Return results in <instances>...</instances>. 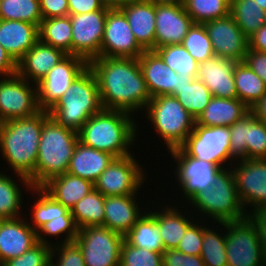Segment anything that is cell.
<instances>
[{
	"instance_id": "6da1fadb",
	"label": "cell",
	"mask_w": 266,
	"mask_h": 266,
	"mask_svg": "<svg viewBox=\"0 0 266 266\" xmlns=\"http://www.w3.org/2000/svg\"><path fill=\"white\" fill-rule=\"evenodd\" d=\"M88 67L97 79L103 109L134 115L151 100L138 58L98 57Z\"/></svg>"
},
{
	"instance_id": "7a4b0ae2",
	"label": "cell",
	"mask_w": 266,
	"mask_h": 266,
	"mask_svg": "<svg viewBox=\"0 0 266 266\" xmlns=\"http://www.w3.org/2000/svg\"><path fill=\"white\" fill-rule=\"evenodd\" d=\"M48 117V111L40 110L30 117L0 123V152L27 191L33 188L30 181L35 177L41 130Z\"/></svg>"
},
{
	"instance_id": "3957f363",
	"label": "cell",
	"mask_w": 266,
	"mask_h": 266,
	"mask_svg": "<svg viewBox=\"0 0 266 266\" xmlns=\"http://www.w3.org/2000/svg\"><path fill=\"white\" fill-rule=\"evenodd\" d=\"M132 116L123 111L102 109L91 116L79 129L78 140L86 146L109 153L115 158L129 156L130 147L138 134L136 133L138 127Z\"/></svg>"
},
{
	"instance_id": "277c9868",
	"label": "cell",
	"mask_w": 266,
	"mask_h": 266,
	"mask_svg": "<svg viewBox=\"0 0 266 266\" xmlns=\"http://www.w3.org/2000/svg\"><path fill=\"white\" fill-rule=\"evenodd\" d=\"M78 133L58 124L52 117L43 122L36 159L33 187H42L51 178L67 172L78 142Z\"/></svg>"
},
{
	"instance_id": "5b68a950",
	"label": "cell",
	"mask_w": 266,
	"mask_h": 266,
	"mask_svg": "<svg viewBox=\"0 0 266 266\" xmlns=\"http://www.w3.org/2000/svg\"><path fill=\"white\" fill-rule=\"evenodd\" d=\"M102 109L97 79L87 67L74 79L48 114L58 124L78 132L91 116Z\"/></svg>"
},
{
	"instance_id": "8992f818",
	"label": "cell",
	"mask_w": 266,
	"mask_h": 266,
	"mask_svg": "<svg viewBox=\"0 0 266 266\" xmlns=\"http://www.w3.org/2000/svg\"><path fill=\"white\" fill-rule=\"evenodd\" d=\"M189 203L201 214H206L210 221L213 218V222L239 221L248 215L239 198L231 169H221L215 175L212 185L198 192Z\"/></svg>"
},
{
	"instance_id": "52a82bcc",
	"label": "cell",
	"mask_w": 266,
	"mask_h": 266,
	"mask_svg": "<svg viewBox=\"0 0 266 266\" xmlns=\"http://www.w3.org/2000/svg\"><path fill=\"white\" fill-rule=\"evenodd\" d=\"M148 121L170 151L179 148L193 132L196 120L176 97H153L146 106Z\"/></svg>"
},
{
	"instance_id": "ba28073f",
	"label": "cell",
	"mask_w": 266,
	"mask_h": 266,
	"mask_svg": "<svg viewBox=\"0 0 266 266\" xmlns=\"http://www.w3.org/2000/svg\"><path fill=\"white\" fill-rule=\"evenodd\" d=\"M219 225L226 229L228 266H266L256 227L248 217Z\"/></svg>"
},
{
	"instance_id": "9c48e42d",
	"label": "cell",
	"mask_w": 266,
	"mask_h": 266,
	"mask_svg": "<svg viewBox=\"0 0 266 266\" xmlns=\"http://www.w3.org/2000/svg\"><path fill=\"white\" fill-rule=\"evenodd\" d=\"M187 156L211 162L221 169L228 160L231 167L234 162L230 155L229 126L204 127L195 125L193 132L179 147Z\"/></svg>"
},
{
	"instance_id": "30bf717a",
	"label": "cell",
	"mask_w": 266,
	"mask_h": 266,
	"mask_svg": "<svg viewBox=\"0 0 266 266\" xmlns=\"http://www.w3.org/2000/svg\"><path fill=\"white\" fill-rule=\"evenodd\" d=\"M124 236L104 226L83 227L74 243L79 247L85 266H119Z\"/></svg>"
},
{
	"instance_id": "8fae6325",
	"label": "cell",
	"mask_w": 266,
	"mask_h": 266,
	"mask_svg": "<svg viewBox=\"0 0 266 266\" xmlns=\"http://www.w3.org/2000/svg\"><path fill=\"white\" fill-rule=\"evenodd\" d=\"M129 155L115 158L94 182V189L104 196L136 195L144 183L145 172L141 164Z\"/></svg>"
},
{
	"instance_id": "7c38bea8",
	"label": "cell",
	"mask_w": 266,
	"mask_h": 266,
	"mask_svg": "<svg viewBox=\"0 0 266 266\" xmlns=\"http://www.w3.org/2000/svg\"><path fill=\"white\" fill-rule=\"evenodd\" d=\"M39 111L36 86L17 73L0 80V123L30 117Z\"/></svg>"
},
{
	"instance_id": "4fadbf2b",
	"label": "cell",
	"mask_w": 266,
	"mask_h": 266,
	"mask_svg": "<svg viewBox=\"0 0 266 266\" xmlns=\"http://www.w3.org/2000/svg\"><path fill=\"white\" fill-rule=\"evenodd\" d=\"M109 7L84 14H69L72 23V55L87 63L100 57L105 21Z\"/></svg>"
},
{
	"instance_id": "5bb4252c",
	"label": "cell",
	"mask_w": 266,
	"mask_h": 266,
	"mask_svg": "<svg viewBox=\"0 0 266 266\" xmlns=\"http://www.w3.org/2000/svg\"><path fill=\"white\" fill-rule=\"evenodd\" d=\"M87 67L88 63L75 55H67L56 64L36 84L39 109L49 111L64 95L74 79Z\"/></svg>"
},
{
	"instance_id": "9a60e30c",
	"label": "cell",
	"mask_w": 266,
	"mask_h": 266,
	"mask_svg": "<svg viewBox=\"0 0 266 266\" xmlns=\"http://www.w3.org/2000/svg\"><path fill=\"white\" fill-rule=\"evenodd\" d=\"M144 51L135 39L123 11L120 8H109L100 57L138 58Z\"/></svg>"
},
{
	"instance_id": "2e32d148",
	"label": "cell",
	"mask_w": 266,
	"mask_h": 266,
	"mask_svg": "<svg viewBox=\"0 0 266 266\" xmlns=\"http://www.w3.org/2000/svg\"><path fill=\"white\" fill-rule=\"evenodd\" d=\"M238 161L231 170L244 209L247 211L246 206L253 207L251 211L266 208V159Z\"/></svg>"
},
{
	"instance_id": "e0dca14e",
	"label": "cell",
	"mask_w": 266,
	"mask_h": 266,
	"mask_svg": "<svg viewBox=\"0 0 266 266\" xmlns=\"http://www.w3.org/2000/svg\"><path fill=\"white\" fill-rule=\"evenodd\" d=\"M230 155L233 159H266V124L249 111L229 126Z\"/></svg>"
},
{
	"instance_id": "ac0fdd59",
	"label": "cell",
	"mask_w": 266,
	"mask_h": 266,
	"mask_svg": "<svg viewBox=\"0 0 266 266\" xmlns=\"http://www.w3.org/2000/svg\"><path fill=\"white\" fill-rule=\"evenodd\" d=\"M176 161L175 178L183 196L190 201L198 192L212 185L215 175L221 170L218 165L187 156L180 148L169 151Z\"/></svg>"
},
{
	"instance_id": "d6986e66",
	"label": "cell",
	"mask_w": 266,
	"mask_h": 266,
	"mask_svg": "<svg viewBox=\"0 0 266 266\" xmlns=\"http://www.w3.org/2000/svg\"><path fill=\"white\" fill-rule=\"evenodd\" d=\"M215 56L243 62L249 48L248 37L229 14L204 23Z\"/></svg>"
},
{
	"instance_id": "ffe728a7",
	"label": "cell",
	"mask_w": 266,
	"mask_h": 266,
	"mask_svg": "<svg viewBox=\"0 0 266 266\" xmlns=\"http://www.w3.org/2000/svg\"><path fill=\"white\" fill-rule=\"evenodd\" d=\"M138 61L151 98L161 95L175 97V90L190 84L194 76H179L155 51H144Z\"/></svg>"
},
{
	"instance_id": "44dd1931",
	"label": "cell",
	"mask_w": 266,
	"mask_h": 266,
	"mask_svg": "<svg viewBox=\"0 0 266 266\" xmlns=\"http://www.w3.org/2000/svg\"><path fill=\"white\" fill-rule=\"evenodd\" d=\"M155 49L166 45L182 44L194 24L184 6H155Z\"/></svg>"
},
{
	"instance_id": "7402d4cb",
	"label": "cell",
	"mask_w": 266,
	"mask_h": 266,
	"mask_svg": "<svg viewBox=\"0 0 266 266\" xmlns=\"http://www.w3.org/2000/svg\"><path fill=\"white\" fill-rule=\"evenodd\" d=\"M21 218L0 221V266L38 243L37 233L30 226L28 219Z\"/></svg>"
},
{
	"instance_id": "603a6c76",
	"label": "cell",
	"mask_w": 266,
	"mask_h": 266,
	"mask_svg": "<svg viewBox=\"0 0 266 266\" xmlns=\"http://www.w3.org/2000/svg\"><path fill=\"white\" fill-rule=\"evenodd\" d=\"M237 61L213 56L199 63L197 76L218 98H237L234 67Z\"/></svg>"
},
{
	"instance_id": "cb8c5ba5",
	"label": "cell",
	"mask_w": 266,
	"mask_h": 266,
	"mask_svg": "<svg viewBox=\"0 0 266 266\" xmlns=\"http://www.w3.org/2000/svg\"><path fill=\"white\" fill-rule=\"evenodd\" d=\"M68 54L38 40L17 62V74L36 86ZM29 79V80H28Z\"/></svg>"
},
{
	"instance_id": "d4e9b609",
	"label": "cell",
	"mask_w": 266,
	"mask_h": 266,
	"mask_svg": "<svg viewBox=\"0 0 266 266\" xmlns=\"http://www.w3.org/2000/svg\"><path fill=\"white\" fill-rule=\"evenodd\" d=\"M137 195L105 196L104 227L126 235L143 215L137 203Z\"/></svg>"
},
{
	"instance_id": "484cf974",
	"label": "cell",
	"mask_w": 266,
	"mask_h": 266,
	"mask_svg": "<svg viewBox=\"0 0 266 266\" xmlns=\"http://www.w3.org/2000/svg\"><path fill=\"white\" fill-rule=\"evenodd\" d=\"M39 40V26L0 19V45L17 63Z\"/></svg>"
},
{
	"instance_id": "4316f807",
	"label": "cell",
	"mask_w": 266,
	"mask_h": 266,
	"mask_svg": "<svg viewBox=\"0 0 266 266\" xmlns=\"http://www.w3.org/2000/svg\"><path fill=\"white\" fill-rule=\"evenodd\" d=\"M132 33L145 51L155 50V5L147 0L132 2L120 8Z\"/></svg>"
},
{
	"instance_id": "83f0119b",
	"label": "cell",
	"mask_w": 266,
	"mask_h": 266,
	"mask_svg": "<svg viewBox=\"0 0 266 266\" xmlns=\"http://www.w3.org/2000/svg\"><path fill=\"white\" fill-rule=\"evenodd\" d=\"M115 157L77 142L67 173L95 182Z\"/></svg>"
},
{
	"instance_id": "f1b7e54d",
	"label": "cell",
	"mask_w": 266,
	"mask_h": 266,
	"mask_svg": "<svg viewBox=\"0 0 266 266\" xmlns=\"http://www.w3.org/2000/svg\"><path fill=\"white\" fill-rule=\"evenodd\" d=\"M41 188L55 201L71 210L78 201L94 190V183L66 172L51 178Z\"/></svg>"
},
{
	"instance_id": "f546056e",
	"label": "cell",
	"mask_w": 266,
	"mask_h": 266,
	"mask_svg": "<svg viewBox=\"0 0 266 266\" xmlns=\"http://www.w3.org/2000/svg\"><path fill=\"white\" fill-rule=\"evenodd\" d=\"M238 98L212 97L195 125L204 127L231 126L249 112Z\"/></svg>"
},
{
	"instance_id": "4dcf8cb0",
	"label": "cell",
	"mask_w": 266,
	"mask_h": 266,
	"mask_svg": "<svg viewBox=\"0 0 266 266\" xmlns=\"http://www.w3.org/2000/svg\"><path fill=\"white\" fill-rule=\"evenodd\" d=\"M157 210H147L137 220L133 228L124 235V240L134 247L162 253L164 245L157 224Z\"/></svg>"
},
{
	"instance_id": "1f68e13d",
	"label": "cell",
	"mask_w": 266,
	"mask_h": 266,
	"mask_svg": "<svg viewBox=\"0 0 266 266\" xmlns=\"http://www.w3.org/2000/svg\"><path fill=\"white\" fill-rule=\"evenodd\" d=\"M166 205L161 212L157 211V224L163 241L164 250L176 249L185 235L187 228L195 221L182 214V210ZM191 220V221H190Z\"/></svg>"
},
{
	"instance_id": "d6a6232c",
	"label": "cell",
	"mask_w": 266,
	"mask_h": 266,
	"mask_svg": "<svg viewBox=\"0 0 266 266\" xmlns=\"http://www.w3.org/2000/svg\"><path fill=\"white\" fill-rule=\"evenodd\" d=\"M237 98L249 109L266 93L264 81L243 61L234 67Z\"/></svg>"
},
{
	"instance_id": "836d02e7",
	"label": "cell",
	"mask_w": 266,
	"mask_h": 266,
	"mask_svg": "<svg viewBox=\"0 0 266 266\" xmlns=\"http://www.w3.org/2000/svg\"><path fill=\"white\" fill-rule=\"evenodd\" d=\"M39 40L72 55V23L70 15L43 19L39 26Z\"/></svg>"
},
{
	"instance_id": "e575fe53",
	"label": "cell",
	"mask_w": 266,
	"mask_h": 266,
	"mask_svg": "<svg viewBox=\"0 0 266 266\" xmlns=\"http://www.w3.org/2000/svg\"><path fill=\"white\" fill-rule=\"evenodd\" d=\"M105 196L94 189L70 210L78 229L104 224Z\"/></svg>"
},
{
	"instance_id": "d590c367",
	"label": "cell",
	"mask_w": 266,
	"mask_h": 266,
	"mask_svg": "<svg viewBox=\"0 0 266 266\" xmlns=\"http://www.w3.org/2000/svg\"><path fill=\"white\" fill-rule=\"evenodd\" d=\"M230 15L248 38L266 25V11L254 0H231Z\"/></svg>"
},
{
	"instance_id": "8d00e7d4",
	"label": "cell",
	"mask_w": 266,
	"mask_h": 266,
	"mask_svg": "<svg viewBox=\"0 0 266 266\" xmlns=\"http://www.w3.org/2000/svg\"><path fill=\"white\" fill-rule=\"evenodd\" d=\"M31 191L36 194L37 200L34 201L35 203L32 206V225L31 222H29V224L36 232L42 225L56 217H60L61 215H72L67 207H64L61 203L55 201L41 187H33Z\"/></svg>"
},
{
	"instance_id": "74e56055",
	"label": "cell",
	"mask_w": 266,
	"mask_h": 266,
	"mask_svg": "<svg viewBox=\"0 0 266 266\" xmlns=\"http://www.w3.org/2000/svg\"><path fill=\"white\" fill-rule=\"evenodd\" d=\"M175 97L181 105L197 120L212 99L208 87L197 78L180 90H175Z\"/></svg>"
},
{
	"instance_id": "f35d334b",
	"label": "cell",
	"mask_w": 266,
	"mask_h": 266,
	"mask_svg": "<svg viewBox=\"0 0 266 266\" xmlns=\"http://www.w3.org/2000/svg\"><path fill=\"white\" fill-rule=\"evenodd\" d=\"M154 51L179 76H194L196 78L199 63L182 44L166 45L156 48Z\"/></svg>"
},
{
	"instance_id": "ab89813d",
	"label": "cell",
	"mask_w": 266,
	"mask_h": 266,
	"mask_svg": "<svg viewBox=\"0 0 266 266\" xmlns=\"http://www.w3.org/2000/svg\"><path fill=\"white\" fill-rule=\"evenodd\" d=\"M0 19L25 21L40 26L39 0H0Z\"/></svg>"
},
{
	"instance_id": "60d3db41",
	"label": "cell",
	"mask_w": 266,
	"mask_h": 266,
	"mask_svg": "<svg viewBox=\"0 0 266 266\" xmlns=\"http://www.w3.org/2000/svg\"><path fill=\"white\" fill-rule=\"evenodd\" d=\"M205 225V226H204ZM203 224L201 255L205 266H228L226 254V230L221 234ZM224 232V233H222Z\"/></svg>"
},
{
	"instance_id": "b9f144b4",
	"label": "cell",
	"mask_w": 266,
	"mask_h": 266,
	"mask_svg": "<svg viewBox=\"0 0 266 266\" xmlns=\"http://www.w3.org/2000/svg\"><path fill=\"white\" fill-rule=\"evenodd\" d=\"M231 0H184V9L194 23L222 18L230 14Z\"/></svg>"
},
{
	"instance_id": "7bdbcfd3",
	"label": "cell",
	"mask_w": 266,
	"mask_h": 266,
	"mask_svg": "<svg viewBox=\"0 0 266 266\" xmlns=\"http://www.w3.org/2000/svg\"><path fill=\"white\" fill-rule=\"evenodd\" d=\"M16 183L15 179L0 172V219L18 218L22 214L23 192Z\"/></svg>"
},
{
	"instance_id": "ee69618b",
	"label": "cell",
	"mask_w": 266,
	"mask_h": 266,
	"mask_svg": "<svg viewBox=\"0 0 266 266\" xmlns=\"http://www.w3.org/2000/svg\"><path fill=\"white\" fill-rule=\"evenodd\" d=\"M78 230L79 229L76 226L72 215H61L60 217H56L48 223L42 225L36 233L38 242L52 247L54 244L49 242L45 235H48L49 237H56L64 233L65 240L62 238V242L59 241L58 244H66L75 241L78 235Z\"/></svg>"
},
{
	"instance_id": "f6af8a7d",
	"label": "cell",
	"mask_w": 266,
	"mask_h": 266,
	"mask_svg": "<svg viewBox=\"0 0 266 266\" xmlns=\"http://www.w3.org/2000/svg\"><path fill=\"white\" fill-rule=\"evenodd\" d=\"M182 45L198 63L215 56L204 24L194 23L183 39Z\"/></svg>"
},
{
	"instance_id": "bcb514c9",
	"label": "cell",
	"mask_w": 266,
	"mask_h": 266,
	"mask_svg": "<svg viewBox=\"0 0 266 266\" xmlns=\"http://www.w3.org/2000/svg\"><path fill=\"white\" fill-rule=\"evenodd\" d=\"M119 266H163L162 253L134 247L124 240L120 250Z\"/></svg>"
},
{
	"instance_id": "7dc6e473",
	"label": "cell",
	"mask_w": 266,
	"mask_h": 266,
	"mask_svg": "<svg viewBox=\"0 0 266 266\" xmlns=\"http://www.w3.org/2000/svg\"><path fill=\"white\" fill-rule=\"evenodd\" d=\"M52 247L38 242L18 257L11 258L1 266H50Z\"/></svg>"
},
{
	"instance_id": "c3c4849f",
	"label": "cell",
	"mask_w": 266,
	"mask_h": 266,
	"mask_svg": "<svg viewBox=\"0 0 266 266\" xmlns=\"http://www.w3.org/2000/svg\"><path fill=\"white\" fill-rule=\"evenodd\" d=\"M54 258H57L56 261ZM50 266H85V261L79 247L74 242L66 244L56 242L51 250Z\"/></svg>"
},
{
	"instance_id": "681fc988",
	"label": "cell",
	"mask_w": 266,
	"mask_h": 266,
	"mask_svg": "<svg viewBox=\"0 0 266 266\" xmlns=\"http://www.w3.org/2000/svg\"><path fill=\"white\" fill-rule=\"evenodd\" d=\"M198 223V224H196ZM192 223L182 237L177 250L184 253L185 255H201V249L203 244V223L200 222Z\"/></svg>"
},
{
	"instance_id": "f907efd6",
	"label": "cell",
	"mask_w": 266,
	"mask_h": 266,
	"mask_svg": "<svg viewBox=\"0 0 266 266\" xmlns=\"http://www.w3.org/2000/svg\"><path fill=\"white\" fill-rule=\"evenodd\" d=\"M163 266H205L202 258L195 255H185L177 249L162 252Z\"/></svg>"
},
{
	"instance_id": "816d5d0a",
	"label": "cell",
	"mask_w": 266,
	"mask_h": 266,
	"mask_svg": "<svg viewBox=\"0 0 266 266\" xmlns=\"http://www.w3.org/2000/svg\"><path fill=\"white\" fill-rule=\"evenodd\" d=\"M42 18H55L69 15L68 0H39Z\"/></svg>"
},
{
	"instance_id": "f5cc1de1",
	"label": "cell",
	"mask_w": 266,
	"mask_h": 266,
	"mask_svg": "<svg viewBox=\"0 0 266 266\" xmlns=\"http://www.w3.org/2000/svg\"><path fill=\"white\" fill-rule=\"evenodd\" d=\"M244 62L264 81L266 84V52L249 49L245 55Z\"/></svg>"
},
{
	"instance_id": "db71d44e",
	"label": "cell",
	"mask_w": 266,
	"mask_h": 266,
	"mask_svg": "<svg viewBox=\"0 0 266 266\" xmlns=\"http://www.w3.org/2000/svg\"><path fill=\"white\" fill-rule=\"evenodd\" d=\"M247 217L256 227L263 252L266 256V208L250 211Z\"/></svg>"
},
{
	"instance_id": "11a10c76",
	"label": "cell",
	"mask_w": 266,
	"mask_h": 266,
	"mask_svg": "<svg viewBox=\"0 0 266 266\" xmlns=\"http://www.w3.org/2000/svg\"><path fill=\"white\" fill-rule=\"evenodd\" d=\"M69 14H84L100 10L103 0H68Z\"/></svg>"
},
{
	"instance_id": "9f6ffc18",
	"label": "cell",
	"mask_w": 266,
	"mask_h": 266,
	"mask_svg": "<svg viewBox=\"0 0 266 266\" xmlns=\"http://www.w3.org/2000/svg\"><path fill=\"white\" fill-rule=\"evenodd\" d=\"M17 73V63L0 45V77H9Z\"/></svg>"
},
{
	"instance_id": "6f0895ef",
	"label": "cell",
	"mask_w": 266,
	"mask_h": 266,
	"mask_svg": "<svg viewBox=\"0 0 266 266\" xmlns=\"http://www.w3.org/2000/svg\"><path fill=\"white\" fill-rule=\"evenodd\" d=\"M249 49L266 52V25L261 26L248 38Z\"/></svg>"
},
{
	"instance_id": "680465c9",
	"label": "cell",
	"mask_w": 266,
	"mask_h": 266,
	"mask_svg": "<svg viewBox=\"0 0 266 266\" xmlns=\"http://www.w3.org/2000/svg\"><path fill=\"white\" fill-rule=\"evenodd\" d=\"M249 110L258 121L266 124V93Z\"/></svg>"
},
{
	"instance_id": "91938a15",
	"label": "cell",
	"mask_w": 266,
	"mask_h": 266,
	"mask_svg": "<svg viewBox=\"0 0 266 266\" xmlns=\"http://www.w3.org/2000/svg\"><path fill=\"white\" fill-rule=\"evenodd\" d=\"M136 1L139 0H103V3L106 7L109 8H121Z\"/></svg>"
},
{
	"instance_id": "94428289",
	"label": "cell",
	"mask_w": 266,
	"mask_h": 266,
	"mask_svg": "<svg viewBox=\"0 0 266 266\" xmlns=\"http://www.w3.org/2000/svg\"><path fill=\"white\" fill-rule=\"evenodd\" d=\"M153 3L155 6L158 5H172V6H181L184 5V0H147Z\"/></svg>"
},
{
	"instance_id": "6125c7cd",
	"label": "cell",
	"mask_w": 266,
	"mask_h": 266,
	"mask_svg": "<svg viewBox=\"0 0 266 266\" xmlns=\"http://www.w3.org/2000/svg\"><path fill=\"white\" fill-rule=\"evenodd\" d=\"M257 2V4L264 10L266 11V0H254Z\"/></svg>"
}]
</instances>
